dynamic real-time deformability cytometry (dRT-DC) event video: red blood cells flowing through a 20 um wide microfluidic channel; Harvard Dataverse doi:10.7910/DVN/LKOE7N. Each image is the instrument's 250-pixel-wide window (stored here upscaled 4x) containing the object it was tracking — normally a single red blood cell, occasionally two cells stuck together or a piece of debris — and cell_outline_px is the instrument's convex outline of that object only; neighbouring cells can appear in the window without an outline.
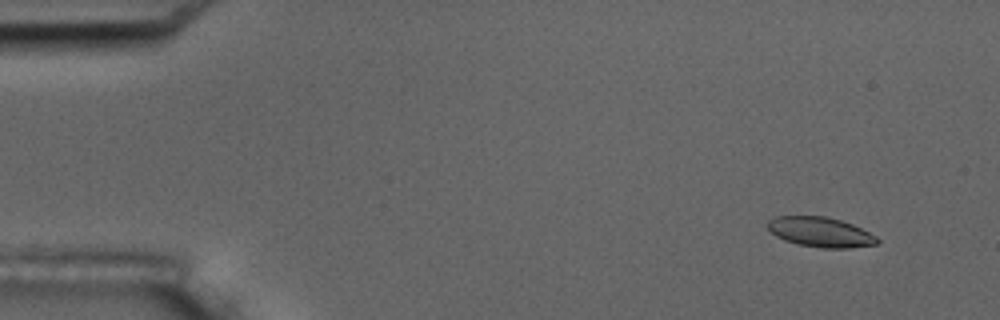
{"species": "common noctule bat (a hibernating species)", "species_latin": "Nyctalus noctula", "temperature_condition": "room temperature", "stored_images_in_passage": 7, "camera_frame_rate_fps": 3000, "um_per_image_px": 0.085, "animal": {"sex": "male", "body_mass_g": 17.5, "forearm_length_mm": 52.3}, "frame": {"image": 1, "passage_image": 2, "time_ms": 1.333, "image_size_px": [1000, 320], "cell_outline_px": [[880, 240], [876, 244], [848, 248], [820, 248], [796, 244], [784, 240], [776, 236], [764, 224], [768, 220], [776, 216], [824, 216], [840, 220], [852, 224], [876, 236]], "centroid_in_image_um": [69.69, 19.73], "position_along_channel_um": 15.3, "area_um2": 19.13}}
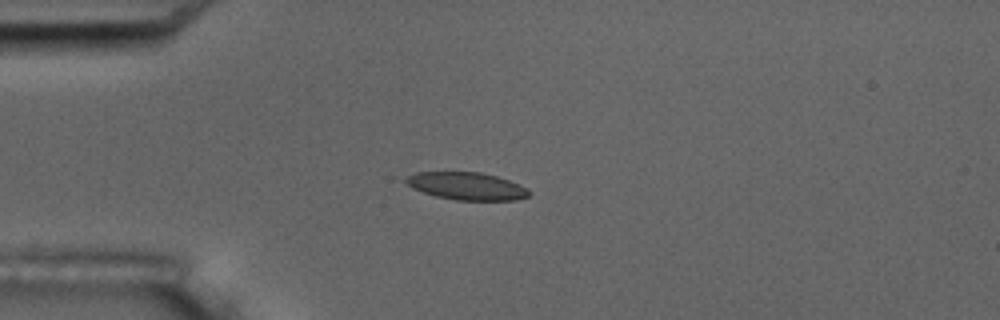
{"frame": {"image": 2, "passage_image": 5, "time_ms": 4.667, "image_size_px": [1000, 320], "cell_outline_px": [[532, 192], [528, 196], [516, 200], [456, 200], [436, 196], [412, 188], [400, 180], [416, 172], [480, 172], [496, 176], [520, 184], [528, 188]], "centroid_in_image_um": [39.66, 15.81], "position_along_channel_um": 45.3, "area_um2": 19.88}}